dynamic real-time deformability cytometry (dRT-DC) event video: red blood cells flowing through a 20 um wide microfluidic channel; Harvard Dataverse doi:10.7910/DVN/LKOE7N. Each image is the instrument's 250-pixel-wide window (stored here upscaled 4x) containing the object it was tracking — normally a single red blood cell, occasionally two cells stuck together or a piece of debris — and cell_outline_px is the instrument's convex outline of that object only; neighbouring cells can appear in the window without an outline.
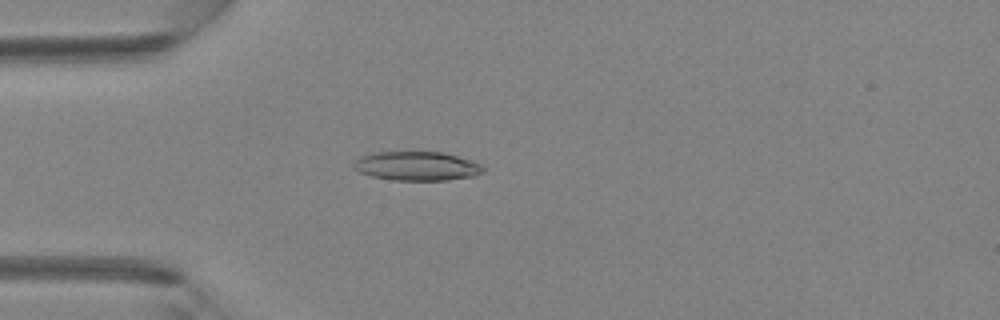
{"species": "Egyptian fruit bat (a non-hibernating species)", "species_latin": "Rousettus aegyptiacus", "temperature_condition": "room temperature", "stored_images_in_passage": 43, "camera_frame_rate_fps": 3000, "um_per_image_px": 0.085, "animal": {"sex": "female"}, "frame": {"image": 1, "passage_image": 11, "time_ms": 3.333, "image_size_px": [1000, 320], "cell_outline_px": [[484, 172], [472, 176], [448, 180], [392, 180], [372, 176], [360, 172], [352, 168], [352, 164], [360, 156], [372, 152], [444, 152], [472, 160], [480, 164], [484, 168]], "centroid_in_image_um": [35.41, 14.11], "position_along_channel_um": 49.6, "area_um2": 22.02}}
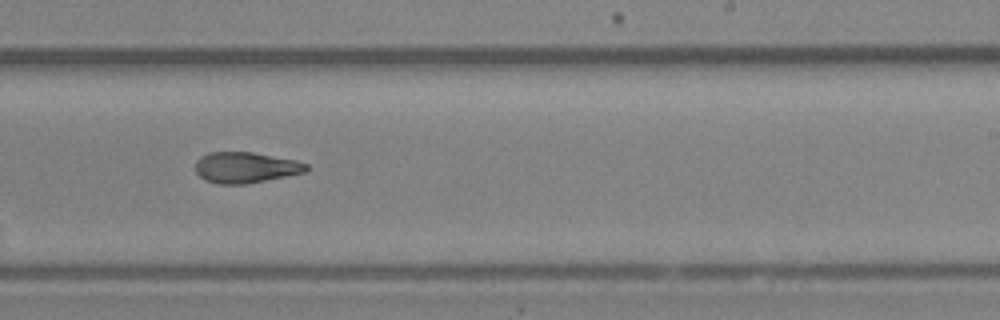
{"frame": {"image": 2, "passage_image": 26, "time_ms": 8.333, "image_size_px": [1000, 320], "cell_outline_px": [[308, 168], [304, 172], [248, 184], [216, 184], [204, 180], [196, 172], [196, 160], [200, 156], [208, 152], [252, 152], [296, 160], [308, 164]], "centroid_in_image_um": [20.84, 14.24], "position_along_channel_um": 268.2, "area_um2": 20.0}}
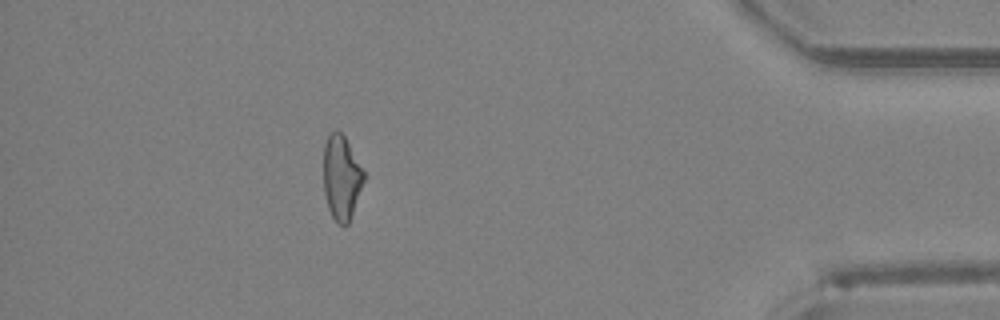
{"frame": {"image": 3, "passage_image": 38, "time_ms": 12.333, "image_size_px": [1000, 320], "cell_outline_px": [[364, 180], [348, 224], [344, 228], [332, 216], [328, 208], [324, 192], [324, 144], [328, 132], [336, 128], [344, 136], [364, 172]], "centroid_in_image_um": [29.0, 15.06], "position_along_channel_um": 406.2, "area_um2": 19.65}}